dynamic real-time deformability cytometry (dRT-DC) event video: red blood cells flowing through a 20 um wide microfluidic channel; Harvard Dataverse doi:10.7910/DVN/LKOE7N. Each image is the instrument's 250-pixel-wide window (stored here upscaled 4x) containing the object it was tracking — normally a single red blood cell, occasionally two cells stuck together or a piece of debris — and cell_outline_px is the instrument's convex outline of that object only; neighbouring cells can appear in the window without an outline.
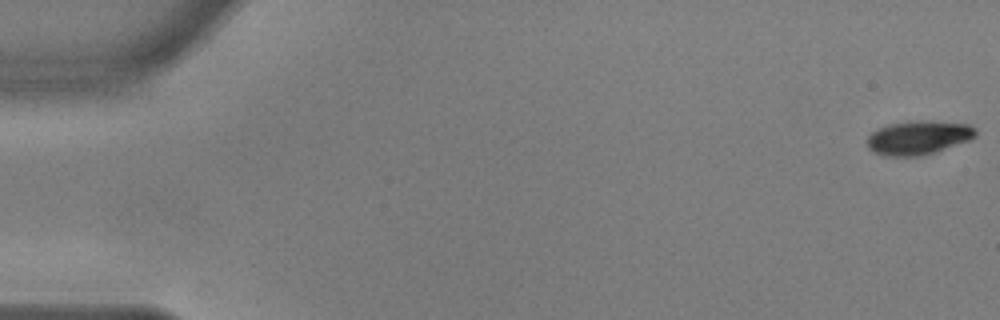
{"species": "common noctule bat (a hibernating species)", "species_latin": "Nyctalus noctula", "temperature_condition": "warm", "stored_images_in_passage": 56, "camera_frame_rate_fps": 3000, "um_per_image_px": 0.085, "animal": {"sex": "male", "body_mass_g": 17.9, "forearm_length_mm": 54.2}, "frame": {"image": 1, "passage_image": 1, "time_ms": 0.0, "image_size_px": [1000, 320], "cell_outline_px": [[976, 136], [968, 140], [936, 152], [920, 156], [884, 156], [872, 152], [868, 148], [868, 136], [872, 132], [888, 124], [908, 120], [932, 120], [968, 124], [976, 128]], "centroid_in_image_um": [78.06, 11.68], "position_along_channel_um": 6.9, "area_um2": 21.68}}
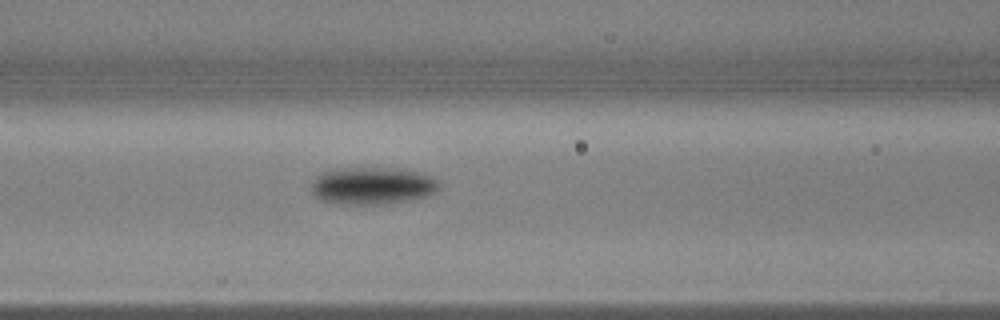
{"frame": {"image": 2, "passage_image": 24, "time_ms": 7.667, "image_size_px": [1000, 320], "cell_outline_px": [[440, 188], [436, 192], [428, 196], [412, 200], [388, 204], [336, 204], [320, 200], [312, 192], [312, 184], [316, 176], [320, 172], [336, 168], [404, 168], [420, 172], [432, 176], [440, 184]], "centroid_in_image_um": [31.68, 15.79], "position_along_channel_um": 134.9, "area_um2": 28.38}}
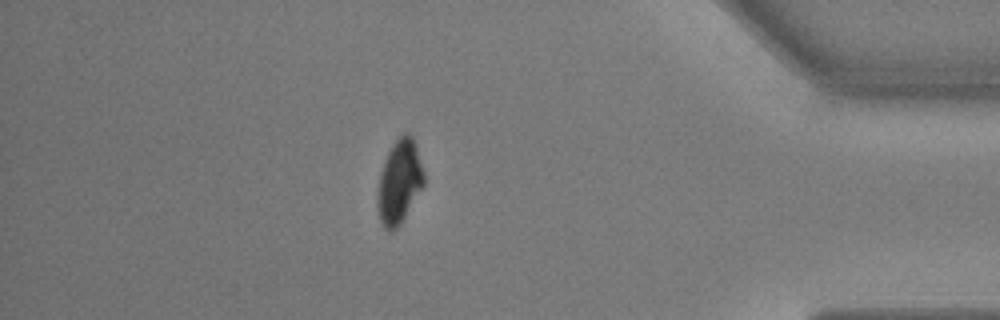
{"frame": {"image": 3, "passage_image": 49, "time_ms": 16.0, "image_size_px": [1000, 320], "cell_outline_px": [[424, 184], [400, 224], [392, 232], [388, 232], [384, 228], [380, 220], [376, 204], [376, 200], [380, 172], [384, 160], [392, 144], [404, 132], [408, 132], [412, 136], [424, 172]], "centroid_in_image_um": [33.91, 15.47], "position_along_channel_um": 401.3, "area_um2": 22.54}, "authors_computed_cell_mechanics": {"area_um2": 24.3338, "velocity_mm_per_s": 3.6376, "shape_relaxation_time_tau1_ms": 5.0427, "shape_relaxation_time_tau2_ms": 2.6838, "deformation_change_tau1": 0.1684, "deformation_change_tau2": 0.0311}}